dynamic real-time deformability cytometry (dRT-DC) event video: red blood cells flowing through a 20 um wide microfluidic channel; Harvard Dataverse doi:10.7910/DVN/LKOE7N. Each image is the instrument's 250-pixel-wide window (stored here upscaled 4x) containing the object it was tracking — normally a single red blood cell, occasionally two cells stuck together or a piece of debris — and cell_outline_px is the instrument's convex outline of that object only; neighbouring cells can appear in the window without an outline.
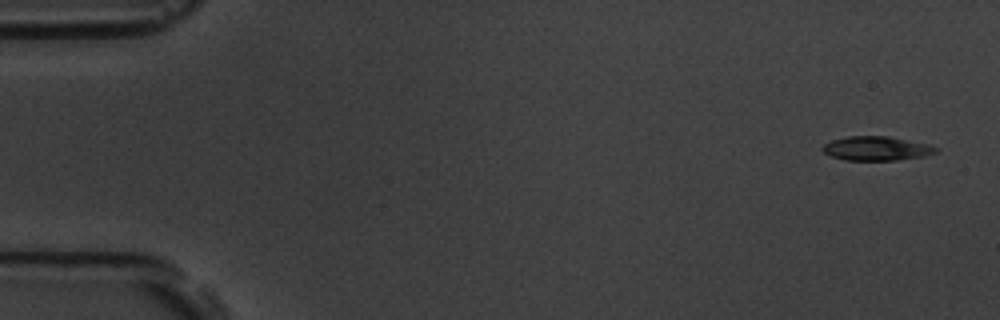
{"species": "common noctule bat (a hibernating species)", "species_latin": "Nyctalus noctula", "temperature_condition": "room temperature", "stored_images_in_passage": 4, "camera_frame_rate_fps": 3000, "um_per_image_px": 0.085, "animal": {"sex": "male", "body_mass_g": 19.5, "forearm_length_mm": 54.6}, "frame": {"image": 1, "passage_image": 1, "time_ms": 0.0, "image_size_px": [1000, 320], "cell_outline_px": [[936, 152], [924, 156], [896, 160], [844, 160], [832, 156], [824, 152], [820, 148], [824, 144], [832, 140], [848, 136], [888, 136], [928, 144], [936, 148]], "centroid_in_image_um": [74.46, 12.61], "position_along_channel_um": 10.5, "area_um2": 15.78}}
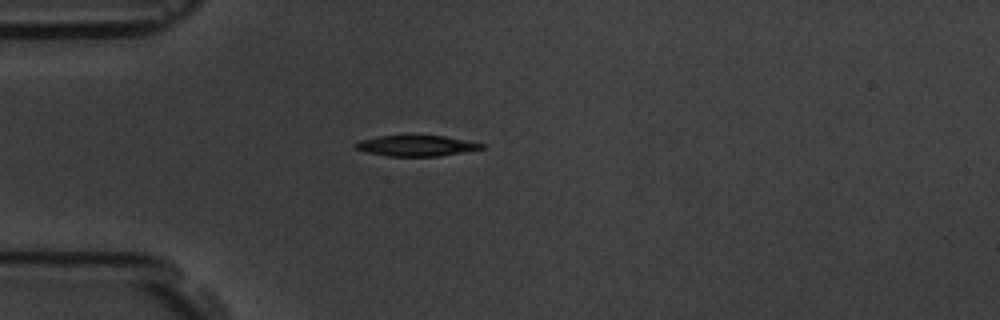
{"frame": {"image": 2, "passage_image": 4, "time_ms": 4.333, "image_size_px": [1000, 320], "cell_outline_px": [[484, 148], [440, 156], [388, 156], [368, 152], [356, 148], [352, 144], [360, 140], [380, 136], [444, 136], [484, 144]], "centroid_in_image_um": [35.36, 12.39], "position_along_channel_um": 49.6, "area_um2": 14.91}}